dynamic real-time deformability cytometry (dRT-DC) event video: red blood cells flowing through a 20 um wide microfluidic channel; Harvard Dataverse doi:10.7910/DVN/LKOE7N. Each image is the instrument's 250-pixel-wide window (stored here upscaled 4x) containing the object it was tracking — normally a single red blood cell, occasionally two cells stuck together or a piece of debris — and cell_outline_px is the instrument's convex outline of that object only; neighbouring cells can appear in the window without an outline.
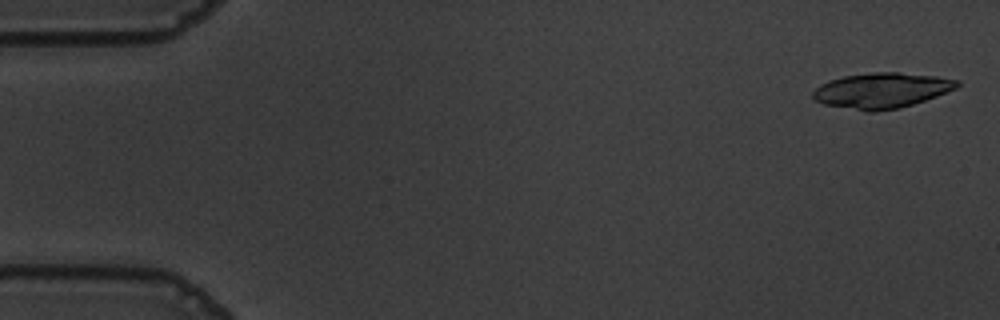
{"species": "common noctule bat (a hibernating species)", "species_latin": "Nyctalus noctula", "temperature_condition": "warm", "stored_images_in_passage": 17, "camera_frame_rate_fps": 3000, "um_per_image_px": 0.085, "animal": {"sex": "male", "body_mass_g": 19.5, "forearm_length_mm": 54.6}, "frame": {"image": 1, "passage_image": 2, "time_ms": 0.333, "image_size_px": [1000, 320], "cell_outline_px": [[960, 84], [956, 88], [936, 96], [900, 108], [872, 112], [868, 112], [824, 104], [816, 100], [812, 96], [812, 92], [820, 84], [828, 80], [844, 76], [872, 72], [900, 72], [936, 76], [960, 80]], "centroid_in_image_um": [74.93, 7.68], "position_along_channel_um": 10.1, "area_um2": 29.71}}